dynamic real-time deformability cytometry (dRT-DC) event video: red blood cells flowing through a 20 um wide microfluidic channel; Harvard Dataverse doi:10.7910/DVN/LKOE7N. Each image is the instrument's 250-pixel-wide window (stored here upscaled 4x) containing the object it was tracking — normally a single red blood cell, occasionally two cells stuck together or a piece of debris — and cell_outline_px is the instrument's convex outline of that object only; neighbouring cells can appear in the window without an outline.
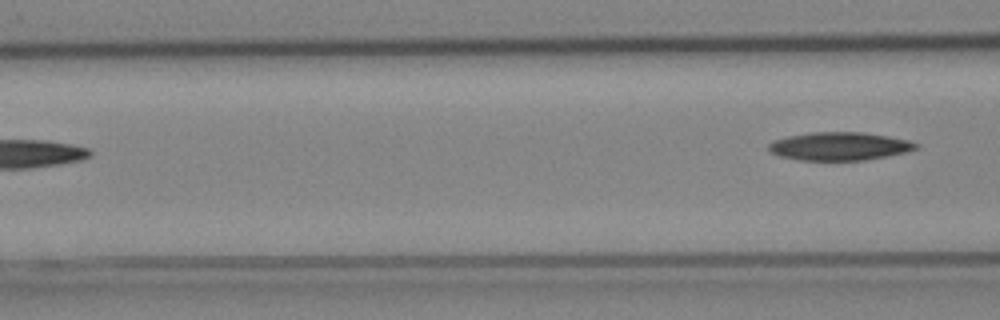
{"species": "Egyptian fruit bat (a non-hibernating species)", "species_latin": "Rousettus aegyptiacus", "temperature_condition": "cold", "stored_images_in_passage": 3, "camera_frame_rate_fps": 3000, "um_per_image_px": 0.085, "animal": {"sex": "female"}, "frame": {"image": 1, "passage_image": 3, "time_ms": 0.667, "image_size_px": [1000, 320], "cell_outline_px": [[920, 148], [904, 152], [864, 160], [800, 160], [780, 156], [768, 152], [768, 144], [772, 140], [788, 136], [812, 132], [860, 132], [888, 136], [908, 140], [920, 144]], "centroid_in_image_um": [71.32, 12.42], "position_along_channel_um": 95.3, "area_um2": 24.16}}